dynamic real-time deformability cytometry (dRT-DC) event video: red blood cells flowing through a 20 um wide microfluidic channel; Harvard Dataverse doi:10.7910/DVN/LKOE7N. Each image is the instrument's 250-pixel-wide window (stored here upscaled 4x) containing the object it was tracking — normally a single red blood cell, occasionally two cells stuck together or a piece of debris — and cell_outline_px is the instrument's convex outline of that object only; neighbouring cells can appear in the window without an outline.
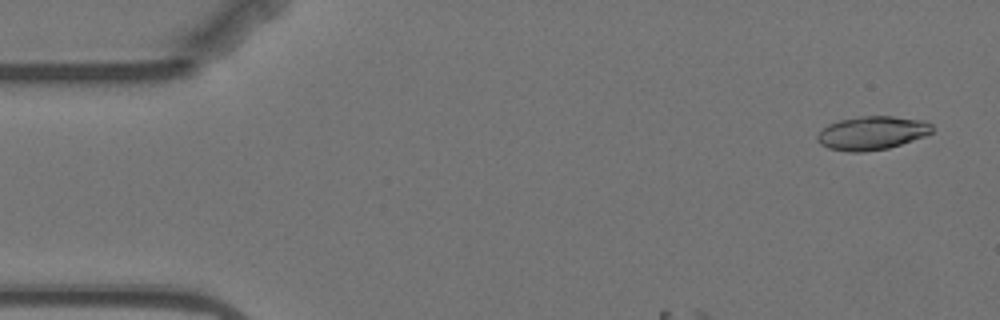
{"species": "Egyptian fruit bat (a non-hibernating species)", "species_latin": "Rousettus aegyptiacus", "temperature_condition": "warm", "stored_images_in_passage": 12, "camera_frame_rate_fps": 3000, "um_per_image_px": 0.085, "animal": {"sex": "female"}, "frame": {"image": 1, "passage_image": 1, "time_ms": 0.0, "image_size_px": [1000, 320], "cell_outline_px": [[932, 132], [924, 136], [888, 148], [864, 152], [852, 152], [828, 148], [820, 144], [816, 140], [816, 136], [828, 124], [840, 120], [860, 116], [892, 116], [924, 120], [932, 124]], "centroid_in_image_um": [74.11, 11.3], "position_along_channel_um": 10.9, "area_um2": 22.37}}
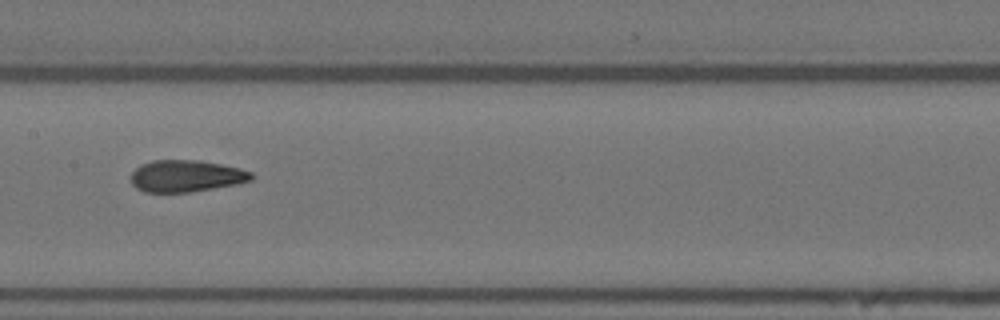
{"frame": {"image": 2, "passage_image": 7, "time_ms": 8.333, "image_size_px": [1000, 320], "cell_outline_px": [[252, 180], [236, 184], [188, 192], [144, 192], [136, 188], [132, 184], [132, 172], [140, 164], [152, 160], [200, 160], [240, 168], [252, 172]], "centroid_in_image_um": [15.8, 14.95], "position_along_channel_um": 191.6, "area_um2": 22.25}}
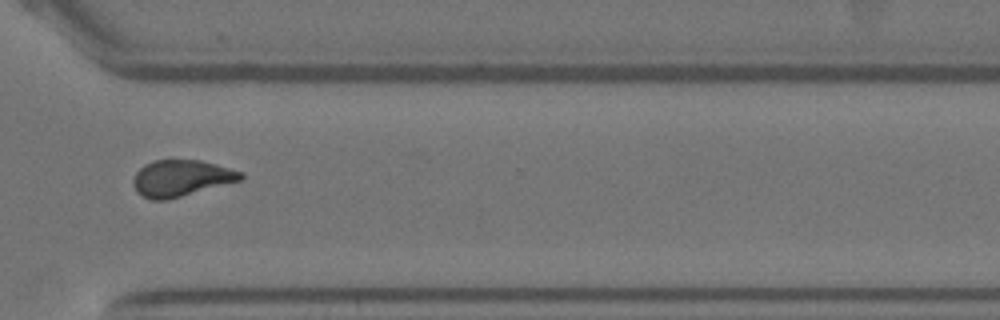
{"frame": {"image": 3, "passage_image": 11, "time_ms": 13.0, "image_size_px": [1000, 320], "cell_outline_px": [[244, 176], [240, 180], [168, 200], [152, 200], [136, 192], [132, 184], [132, 180], [136, 172], [144, 164], [152, 160], [200, 160], [216, 164], [244, 172]], "centroid_in_image_um": [15.37, 15.14], "position_along_channel_um": 355.2, "area_um2": 22.83}, "authors_computed_cell_mechanics": {"area_um2": 22.542, "velocity_mm_per_s": 3.5213, "shape_relaxation_time_tau1_ms": 4.8877, "shape_relaxation_time_tau2_ms": 1.119, "deformation_change_tau1": 0.164, "deformation_change_tau2": 0.0603}}